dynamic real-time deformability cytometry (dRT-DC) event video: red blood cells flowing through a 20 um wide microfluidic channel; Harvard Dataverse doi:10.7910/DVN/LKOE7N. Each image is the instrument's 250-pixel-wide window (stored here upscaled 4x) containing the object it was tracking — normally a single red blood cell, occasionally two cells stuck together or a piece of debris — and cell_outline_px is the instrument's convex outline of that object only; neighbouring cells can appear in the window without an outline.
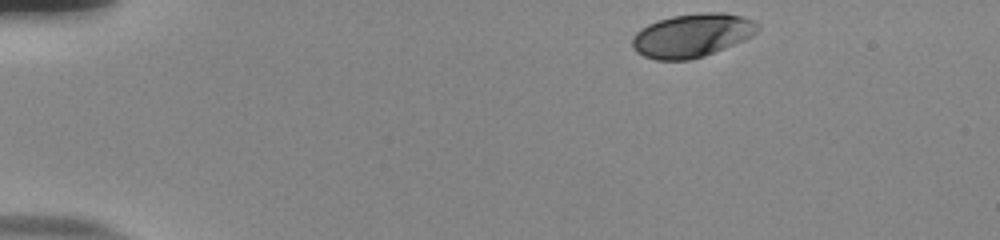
{"species": "human", "species_latin": "Homo sapiens", "temperature_condition": "room temperature", "stored_images_in_passage": 43, "camera_frame_rate_fps": 3000, "um_per_image_px": 0.085, "donor": {"sex": "male"}, "frame": {"image": 1, "passage_image": 1, "time_ms": 0.0, "image_size_px": [1000, 240], "cell_outline_px": [[760, 28], [752, 36], [744, 40], [704, 56], [688, 60], [656, 60], [644, 56], [636, 52], [632, 44], [632, 36], [636, 32], [648, 24], [672, 16], [700, 12], [724, 12], [744, 16], [760, 24]], "centroid_in_image_um": [58.84, 3.0], "position_along_channel_um": 26.2, "area_um2": 31.91}}
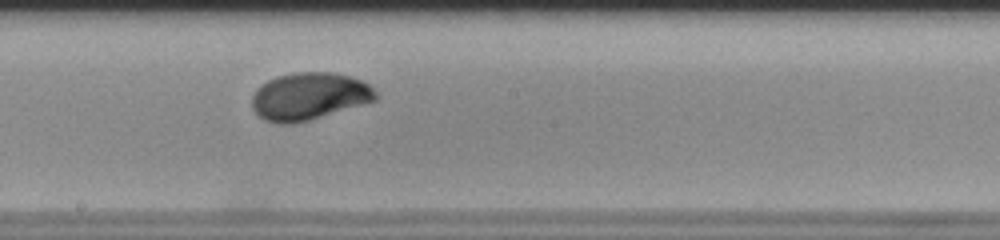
{"frame": {"image": 2, "passage_image": 24, "time_ms": 7.667, "image_size_px": [1000, 240], "cell_outline_px": [[376, 100], [308, 120], [292, 124], [280, 124], [264, 120], [252, 108], [252, 96], [256, 88], [260, 84], [276, 76], [296, 72], [332, 72], [348, 76], [360, 80], [368, 84], [376, 92]], "centroid_in_image_um": [26.22, 8.18], "position_along_channel_um": 222.0, "area_um2": 33.93}}
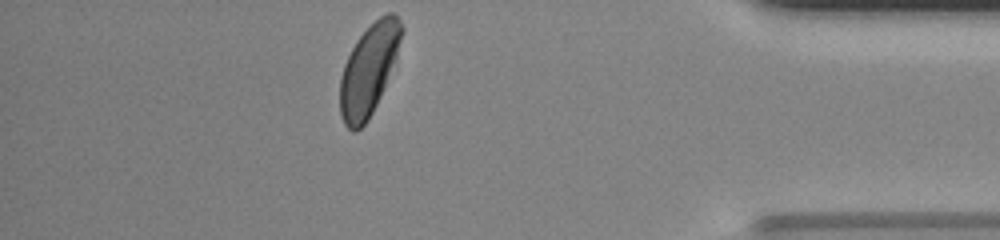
{"frame": {"image": 3, "passage_image": 41, "time_ms": 13.333, "image_size_px": [1000, 240], "cell_outline_px": [[404, 28], [396, 56], [380, 96], [368, 120], [356, 132], [352, 132], [344, 124], [340, 112], [340, 76], [344, 64], [356, 40], [380, 16], [388, 12], [392, 12], [400, 20]], "centroid_in_image_um": [31.33, 5.93], "position_along_channel_um": 403.9, "area_um2": 31.96}, "authors_computed_cell_mechanics": {"area_um2": 33.4662, "velocity_mm_per_s": 3.7843, "shape_relaxation_time_tau1_ms": 2.5845, "shape_relaxation_time_tau2_ms": null, "deformation_change_tau1": 0.1236, "deformation_change_tau2": null}}